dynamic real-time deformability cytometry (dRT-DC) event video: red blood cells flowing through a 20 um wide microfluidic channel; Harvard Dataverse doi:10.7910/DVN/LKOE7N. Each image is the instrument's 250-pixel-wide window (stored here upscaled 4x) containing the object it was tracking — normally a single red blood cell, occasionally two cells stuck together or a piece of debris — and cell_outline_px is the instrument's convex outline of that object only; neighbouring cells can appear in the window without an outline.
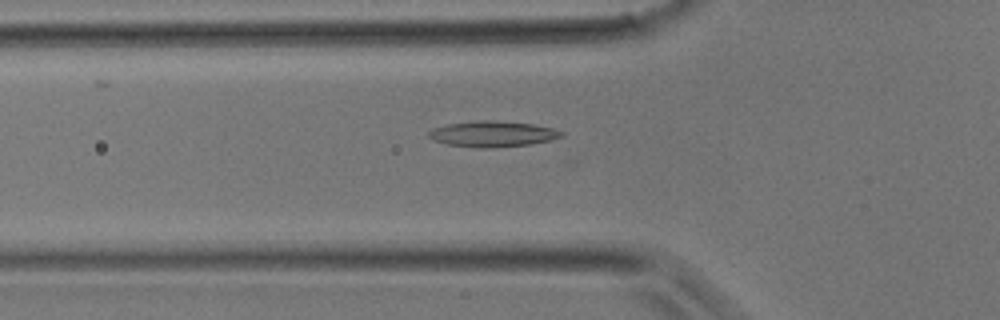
{"species": "common noctule bat (a hibernating species)", "species_latin": "Nyctalus noctula", "temperature_condition": "room temperature", "stored_images_in_passage": 32, "camera_frame_rate_fps": 3000, "um_per_image_px": 0.085, "animal": {"sex": "male", "body_mass_g": 17.9}, "frame": {"image": 1, "passage_image": 6, "time_ms": 1.667, "image_size_px": [1000, 320], "cell_outline_px": [[564, 136], [532, 144], [492, 148], [480, 148], [448, 144], [432, 140], [428, 136], [428, 132], [432, 128], [448, 124], [476, 120], [496, 120], [532, 124], [552, 128], [564, 132]], "centroid_in_image_um": [41.86, 11.38], "position_along_channel_um": 83.9, "area_um2": 20.0}}
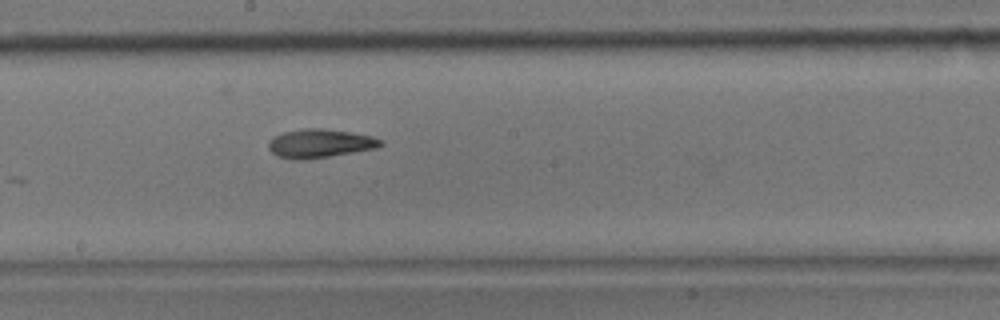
{"frame": {"image": 2, "passage_image": 14, "time_ms": 4.333, "image_size_px": [1000, 320], "cell_outline_px": [[384, 144], [376, 148], [304, 160], [296, 160], [276, 156], [268, 148], [268, 144], [276, 136], [284, 132], [304, 128], [320, 128], [348, 132], [372, 136], [384, 140]], "centroid_in_image_um": [27.2, 12.19], "position_along_channel_um": 221.0, "area_um2": 18.5}}
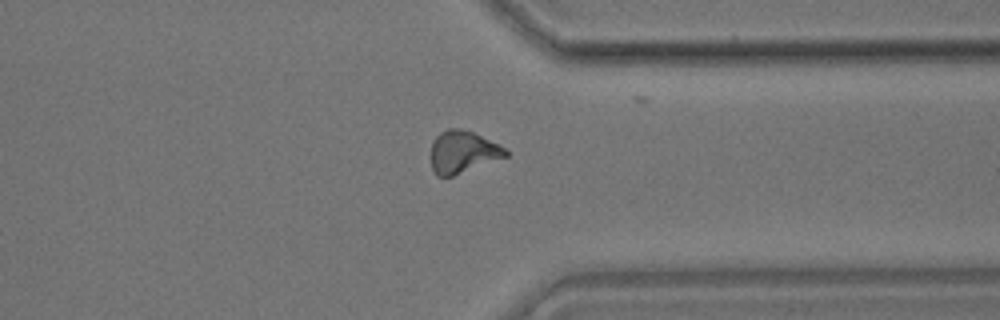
{"frame": {"image": 3, "passage_image": 23, "time_ms": 7.333, "image_size_px": [1000, 320], "cell_outline_px": [[508, 156], [452, 176], [436, 176], [432, 168], [432, 140], [440, 132], [448, 128], [456, 128], [472, 132], [504, 148], [508, 152]], "centroid_in_image_um": [39.3, 12.92], "position_along_channel_um": 372.1, "area_um2": 17.98}}